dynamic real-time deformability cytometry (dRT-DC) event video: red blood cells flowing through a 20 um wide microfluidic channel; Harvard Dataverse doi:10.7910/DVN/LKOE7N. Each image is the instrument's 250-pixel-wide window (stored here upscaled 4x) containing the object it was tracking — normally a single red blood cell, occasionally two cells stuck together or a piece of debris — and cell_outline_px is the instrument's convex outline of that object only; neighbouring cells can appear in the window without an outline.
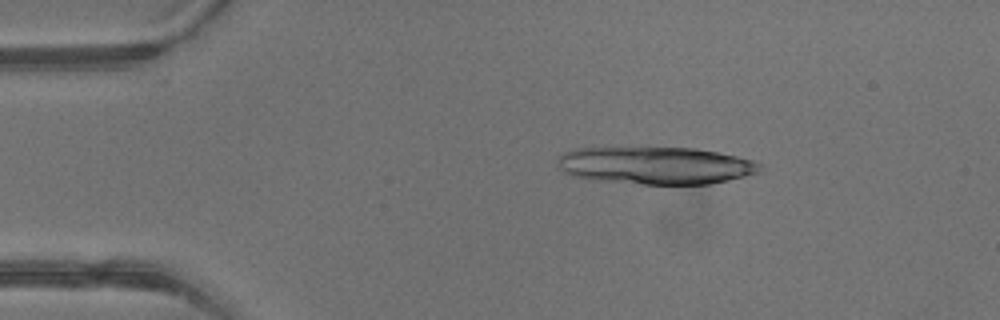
{"species": "common noctule bat (a hibernating species)", "species_latin": "Nyctalus noctula", "temperature_condition": "warm", "stored_images_in_passage": 3, "camera_frame_rate_fps": 3000, "um_per_image_px": 0.085, "animal": {"sex": "male", "body_mass_g": 13.3}, "frame": {"image": 1, "passage_image": 2, "time_ms": 0.333, "image_size_px": [1000, 320], "cell_outline_px": [[760, 172], [712, 184], [640, 184], [596, 180], [572, 176], [564, 172], [560, 168], [560, 156], [564, 152], [576, 148], [696, 148], [736, 156], [752, 160], [760, 164]], "centroid_in_image_um": [55.74, 14.07], "position_along_channel_um": 29.3, "area_um2": 43.81}}